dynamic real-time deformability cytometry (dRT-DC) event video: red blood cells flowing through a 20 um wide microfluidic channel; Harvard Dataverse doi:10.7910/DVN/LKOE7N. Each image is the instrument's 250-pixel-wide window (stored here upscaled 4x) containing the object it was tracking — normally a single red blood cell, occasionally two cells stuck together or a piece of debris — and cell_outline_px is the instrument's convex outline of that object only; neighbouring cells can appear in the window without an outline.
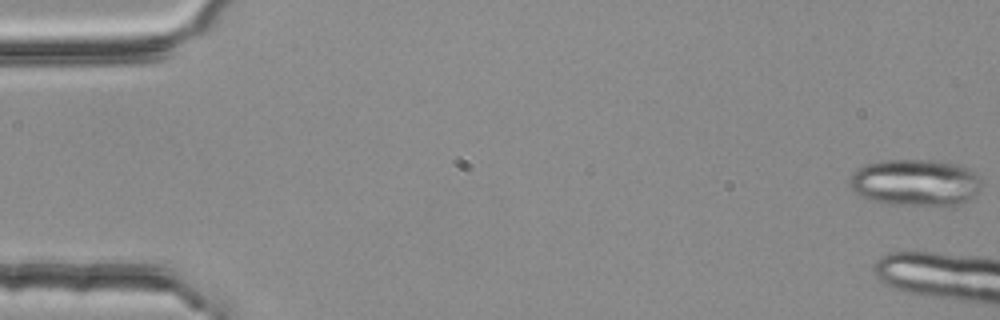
{"species": "common noctule bat (a hibernating species)", "species_latin": "Nyctalus noctula", "temperature_condition": "room temperature", "stored_images_in_passage": 8, "camera_frame_rate_fps": 3000, "um_per_image_px": 0.085, "animal": {"sex": "female", "body_mass_g": 25.1}, "frame": {"image": 1, "passage_image": 1, "time_ms": 0.0, "image_size_px": [1000, 320], "cell_outline_px": [[980, 188], [968, 200], [956, 208], [952, 208], [880, 204], [860, 196], [848, 184], [848, 180], [852, 172], [856, 168], [864, 164], [880, 160], [936, 160], [956, 164], [968, 168], [980, 176]], "centroid_in_image_um": [77.79, 15.56], "position_along_channel_um": 7.2, "area_um2": 37.28}}